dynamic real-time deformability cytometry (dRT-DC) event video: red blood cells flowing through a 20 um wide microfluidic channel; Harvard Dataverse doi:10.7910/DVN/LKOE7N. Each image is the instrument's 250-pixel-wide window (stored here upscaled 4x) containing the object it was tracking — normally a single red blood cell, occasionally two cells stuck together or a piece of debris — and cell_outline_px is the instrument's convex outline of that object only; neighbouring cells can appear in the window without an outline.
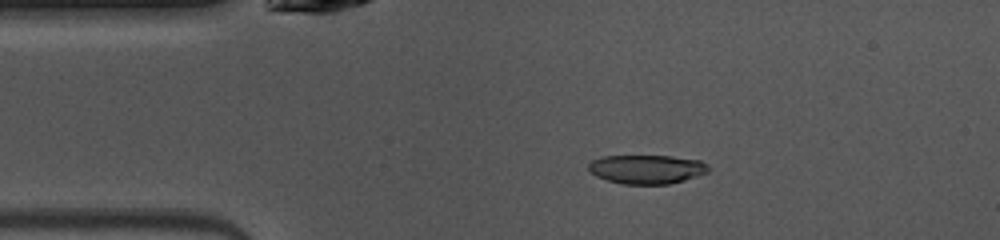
{"species": "common noctule bat (a hibernating species)", "species_latin": "Nyctalus noctula", "temperature_condition": "warm", "stored_images_in_passage": 47, "camera_frame_rate_fps": 3000, "um_per_image_px": 0.085, "animal": {"sex": "female", "body_mass_g": 10.0, "forearm_length_mm": 53.1}, "frame": {"image": 1, "passage_image": 8, "time_ms": 2.333, "image_size_px": [1000, 240], "cell_outline_px": [[708, 172], [684, 180], [668, 184], [624, 184], [608, 180], [596, 176], [588, 168], [588, 164], [592, 160], [604, 156], [672, 156], [700, 160], [708, 164]], "centroid_in_image_um": [54.98, 14.38], "position_along_channel_um": 30.0, "area_um2": 20.11}}
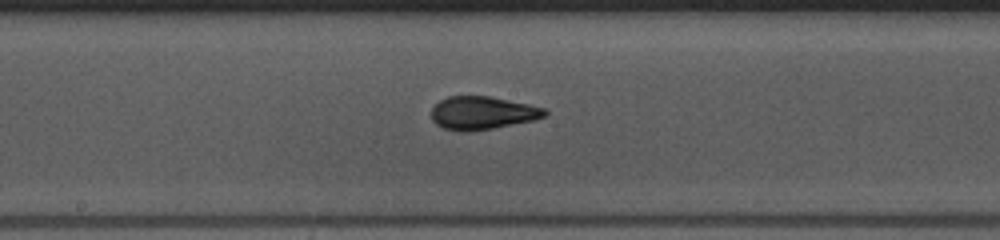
{"frame": {"image": 2, "passage_image": 23, "time_ms": 7.333, "image_size_px": [1000, 240], "cell_outline_px": [[548, 116], [532, 120], [492, 128], [468, 132], [460, 132], [444, 128], [436, 124], [432, 120], [432, 108], [440, 100], [448, 96], [488, 96], [528, 104], [544, 108], [548, 112]], "centroid_in_image_um": [40.99, 9.6], "position_along_channel_um": 207.2, "area_um2": 21.73}}
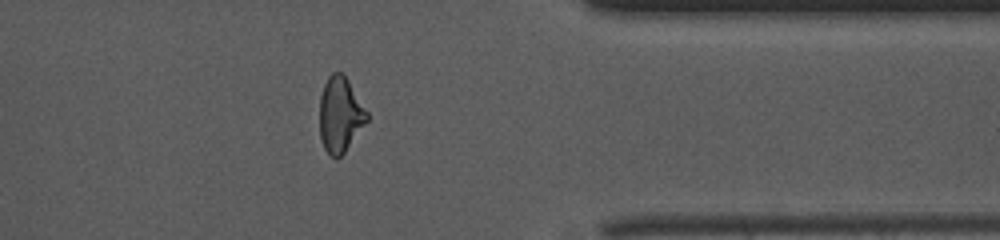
{"frame": {"image": 3, "passage_image": 37, "time_ms": 12.0, "image_size_px": [1000, 240], "cell_outline_px": [[368, 120], [344, 152], [336, 160], [324, 148], [320, 140], [320, 96], [324, 84], [328, 76], [332, 72], [344, 72], [368, 112]], "centroid_in_image_um": [28.91, 9.71], "position_along_channel_um": 382.5, "area_um2": 20.87}, "authors_computed_cell_mechanics": {"area_um2": 21.2126, "velocity_mm_per_s": 4.0918, "shape_relaxation_time_tau1_ms": 4.6331, "shape_relaxation_time_tau2_ms": 1.1571, "deformation_change_tau1": 0.1765, "deformation_change_tau2": 0.0856}}